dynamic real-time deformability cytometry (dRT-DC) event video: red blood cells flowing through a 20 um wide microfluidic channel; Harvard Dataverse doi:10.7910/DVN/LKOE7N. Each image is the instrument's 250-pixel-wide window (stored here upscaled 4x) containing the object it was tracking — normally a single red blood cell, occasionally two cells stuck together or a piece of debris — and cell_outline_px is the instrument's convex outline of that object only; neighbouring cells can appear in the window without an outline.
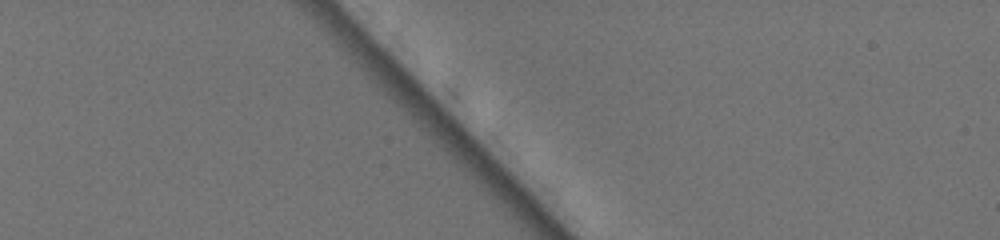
{"species": "common noctule bat (a hibernating species)", "species_latin": "Nyctalus noctula", "temperature_condition": "warm", "stored_images_in_passage": 3, "camera_frame_rate_fps": 3000, "um_per_image_px": 0.085, "animal": {"sex": "female", "body_mass_g": 19.5, "forearm_length_mm": 54.1}, "frame": {"image": 1, "passage_image": 1, "time_ms": 0.0, "image_size_px": [1000, 240], "cell_outline_px": [[604, 92], [596, 120], [592, 120], [584, 116], [564, 92], [560, 84], [560, 72], [564, 60], [576, 68]], "centroid_in_image_um": [49.39, 7.73], "position_along_channel_um": 35.6, "area_um2": 10.35}}